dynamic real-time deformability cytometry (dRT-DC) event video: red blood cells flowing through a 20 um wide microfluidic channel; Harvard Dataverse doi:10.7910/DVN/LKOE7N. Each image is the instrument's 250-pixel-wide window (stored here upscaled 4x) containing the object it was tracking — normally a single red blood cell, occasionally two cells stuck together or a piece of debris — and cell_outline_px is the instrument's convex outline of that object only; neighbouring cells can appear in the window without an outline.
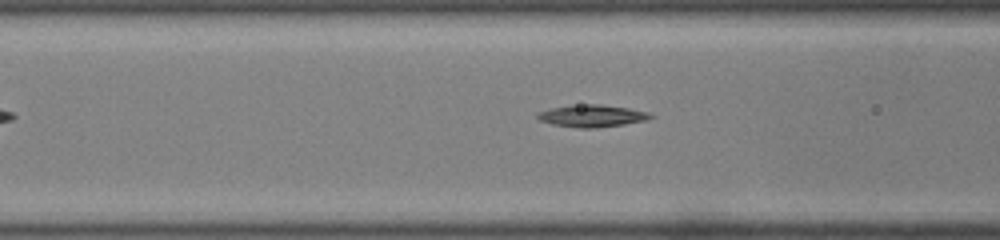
{"species": "common noctule bat (a hibernating species)", "species_latin": "Nyctalus noctula", "temperature_condition": "room temperature", "stored_images_in_passage": 8, "camera_frame_rate_fps": 3000, "um_per_image_px": 0.085, "animal": {"sex": "male", "body_mass_g": 19.0, "forearm_length_mm": 50.8}, "frame": {"image": 1, "passage_image": 6, "time_ms": 1.667, "image_size_px": [1000, 240], "cell_outline_px": [[656, 116], [648, 120], [624, 124], [596, 128], [580, 128], [552, 124], [540, 120], [536, 116], [536, 112], [552, 108], [580, 104], [600, 104], [628, 108], [648, 112]], "centroid_in_image_um": [50.34, 9.85], "position_along_channel_um": 116.3, "area_um2": 14.62}}